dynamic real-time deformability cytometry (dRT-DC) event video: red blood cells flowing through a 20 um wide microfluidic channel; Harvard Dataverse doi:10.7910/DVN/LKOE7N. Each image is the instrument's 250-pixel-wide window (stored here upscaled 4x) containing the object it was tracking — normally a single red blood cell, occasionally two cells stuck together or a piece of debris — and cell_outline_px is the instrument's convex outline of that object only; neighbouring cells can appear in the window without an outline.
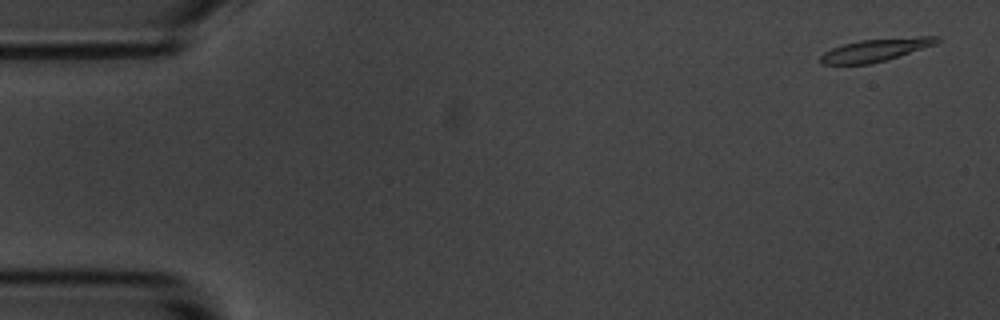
{"species": "common noctule bat (a hibernating species)", "species_latin": "Nyctalus noctula", "temperature_condition": "room temperature", "stored_images_in_passage": 10, "camera_frame_rate_fps": 3000, "um_per_image_px": 0.085, "animal": {"sex": "male", "body_mass_g": 20.1, "forearm_length_mm": 53.5}, "frame": {"image": 1, "passage_image": 2, "time_ms": 0.333, "image_size_px": [1000, 320], "cell_outline_px": [[940, 40], [936, 44], [884, 60], [868, 64], [820, 64], [820, 56], [824, 52], [832, 48], [844, 44], [860, 40], [920, 36], [940, 36]], "centroid_in_image_um": [74.41, 4.24], "position_along_channel_um": 10.6, "area_um2": 15.14}}